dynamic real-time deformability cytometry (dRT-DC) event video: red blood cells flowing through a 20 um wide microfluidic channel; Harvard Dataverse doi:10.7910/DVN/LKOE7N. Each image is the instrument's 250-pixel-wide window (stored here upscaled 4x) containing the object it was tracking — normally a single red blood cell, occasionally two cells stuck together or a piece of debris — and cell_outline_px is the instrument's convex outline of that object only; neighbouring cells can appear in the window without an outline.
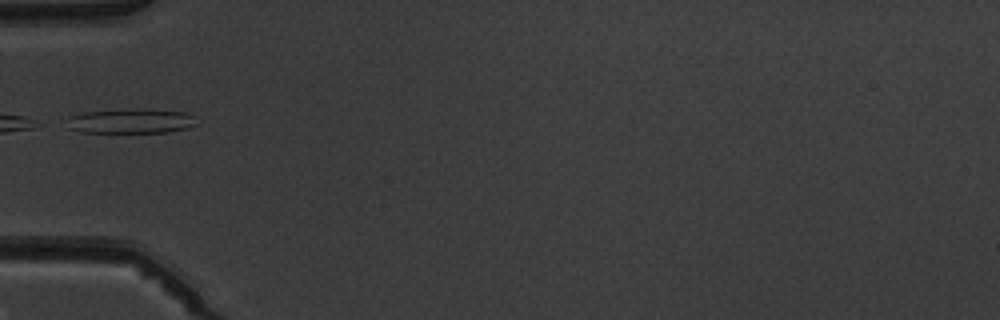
{"species": "common noctule bat (a hibernating species)", "species_latin": "Nyctalus noctula", "temperature_condition": "warm", "stored_images_in_passage": 6, "camera_frame_rate_fps": 3000, "um_per_image_px": 0.085, "animal": {"sex": "male", "body_mass_g": 19.5, "forearm_length_mm": 54.6}, "frame": {"image": 1, "passage_image": 6, "time_ms": 5.667, "image_size_px": [1000, 320], "cell_outline_px": [[200, 124], [188, 128], [168, 132], [80, 132], [68, 128], [68, 116], [84, 112], [128, 108], [140, 108], [184, 112], [192, 116]], "centroid_in_image_um": [11.14, 10.28], "position_along_channel_um": 73.9, "area_um2": 18.9}}